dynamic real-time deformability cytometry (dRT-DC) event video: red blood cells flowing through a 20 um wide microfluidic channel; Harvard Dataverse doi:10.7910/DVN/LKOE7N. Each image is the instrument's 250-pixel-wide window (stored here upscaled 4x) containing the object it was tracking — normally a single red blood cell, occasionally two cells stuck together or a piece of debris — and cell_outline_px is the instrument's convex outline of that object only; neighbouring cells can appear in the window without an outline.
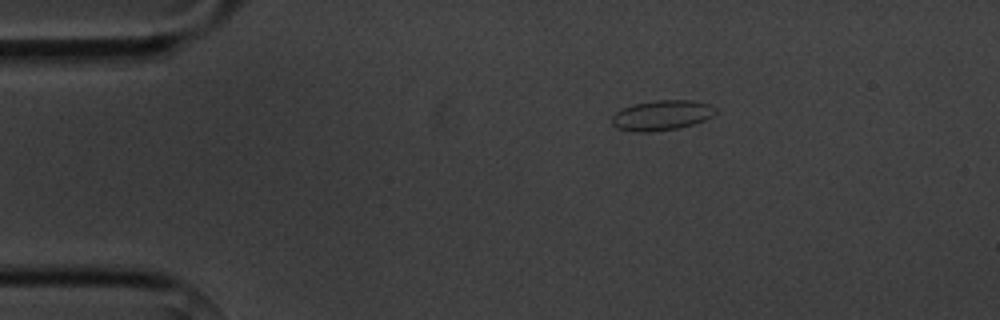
{"species": "common noctule bat (a hibernating species)", "species_latin": "Nyctalus noctula", "temperature_condition": "cold", "stored_images_in_passage": 7, "camera_frame_rate_fps": 3000, "um_per_image_px": 0.085, "animal": {"sex": "male", "body_mass_g": 20.1, "forearm_length_mm": 53.5}, "frame": {"image": 1, "passage_image": 1, "time_ms": 0.0, "image_size_px": [1000, 320], "cell_outline_px": [[716, 112], [712, 116], [704, 120], [680, 128], [648, 132], [632, 132], [616, 128], [612, 124], [612, 116], [616, 112], [632, 104], [656, 100], [692, 100], [712, 104], [716, 108]], "centroid_in_image_um": [56.25, 9.8], "position_along_channel_um": 28.8, "area_um2": 18.32}}
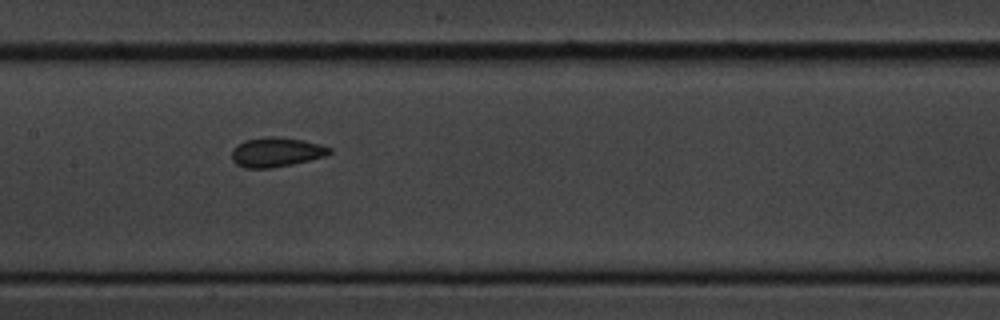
{"frame": {"image": 2, "passage_image": 6, "time_ms": 5.667, "image_size_px": [1000, 320], "cell_outline_px": [[332, 152], [324, 156], [292, 164], [272, 168], [244, 168], [236, 164], [232, 160], [232, 148], [236, 144], [244, 140], [264, 136], [272, 136], [304, 140], [320, 144], [332, 148]], "centroid_in_image_um": [23.44, 12.92], "position_along_channel_um": 184.0, "area_um2": 16.94}}
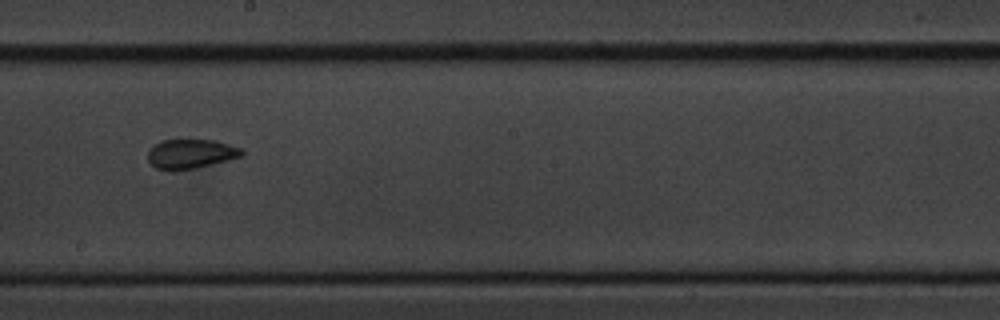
{"frame": {"image": 3, "passage_image": 7, "time_ms": 7.0, "image_size_px": [1000, 320], "cell_outline_px": [[244, 152], [240, 156], [228, 160], [192, 168], [172, 172], [168, 172], [156, 168], [148, 160], [148, 148], [160, 140], [216, 140], [244, 148]], "centroid_in_image_um": [16.18, 13.07], "position_along_channel_um": 232.0, "area_um2": 16.3}}